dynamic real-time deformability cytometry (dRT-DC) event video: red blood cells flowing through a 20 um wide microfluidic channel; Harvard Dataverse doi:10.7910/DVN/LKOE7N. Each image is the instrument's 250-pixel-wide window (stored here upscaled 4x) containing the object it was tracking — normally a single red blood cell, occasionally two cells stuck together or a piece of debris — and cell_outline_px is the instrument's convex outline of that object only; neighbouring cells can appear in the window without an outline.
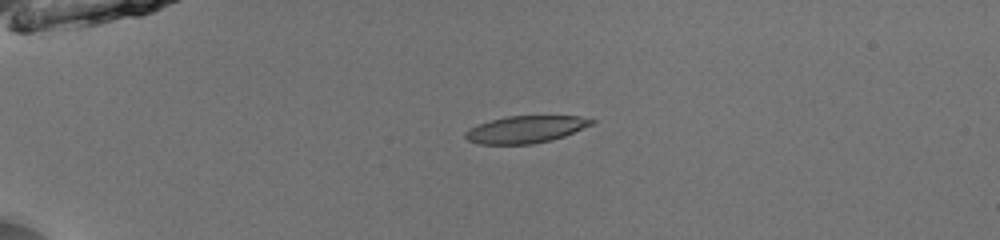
{"species": "common noctule bat (a hibernating species)", "species_latin": "Nyctalus noctula", "temperature_condition": "room temperature", "stored_images_in_passage": 39, "camera_frame_rate_fps": 3000, "um_per_image_px": 0.085, "animal": {"sex": "male", "body_mass_g": 13.0, "forearm_length_mm": 53.1}, "frame": {"image": 1, "passage_image": 1, "time_ms": 0.0, "image_size_px": [1000, 240], "cell_outline_px": [[596, 120], [592, 124], [564, 136], [552, 140], [532, 144], [480, 144], [468, 140], [464, 136], [464, 132], [468, 128], [492, 120], [508, 116], [580, 116]], "centroid_in_image_um": [44.67, 11.0], "position_along_channel_um": 40.3, "area_um2": 19.83}}
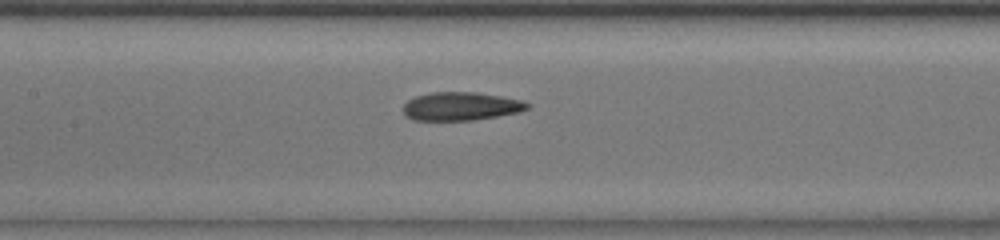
{"frame": {"image": 2, "passage_image": 14, "time_ms": 4.333, "image_size_px": [1000, 240], "cell_outline_px": [[532, 104], [528, 108], [520, 112], [472, 120], [412, 120], [404, 116], [404, 104], [408, 100], [416, 96], [432, 92], [476, 92], [524, 100]], "centroid_in_image_um": [39.19, 9.03], "position_along_channel_um": 168.2, "area_um2": 20.58}}
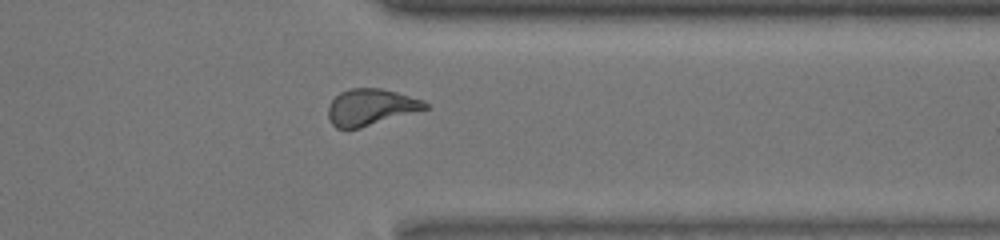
{"frame": {"image": 3, "passage_image": 30, "time_ms": 9.667, "image_size_px": [1000, 240], "cell_outline_px": [[428, 108], [360, 128], [336, 128], [328, 120], [328, 104], [340, 92], [352, 88], [380, 88], [396, 92], [424, 100], [428, 104]], "centroid_in_image_um": [31.48, 9.1], "position_along_channel_um": 379.9, "area_um2": 20.46}, "authors_computed_cell_mechanics": {"area_um2": 20.6346, "velocity_mm_per_s": 3.9842, "shape_relaxation_time_tau1_ms": 4.9643, "shape_relaxation_time_tau2_ms": 2.81, "deformation_change_tau1": 0.1504, "deformation_change_tau2": 0.0638}}